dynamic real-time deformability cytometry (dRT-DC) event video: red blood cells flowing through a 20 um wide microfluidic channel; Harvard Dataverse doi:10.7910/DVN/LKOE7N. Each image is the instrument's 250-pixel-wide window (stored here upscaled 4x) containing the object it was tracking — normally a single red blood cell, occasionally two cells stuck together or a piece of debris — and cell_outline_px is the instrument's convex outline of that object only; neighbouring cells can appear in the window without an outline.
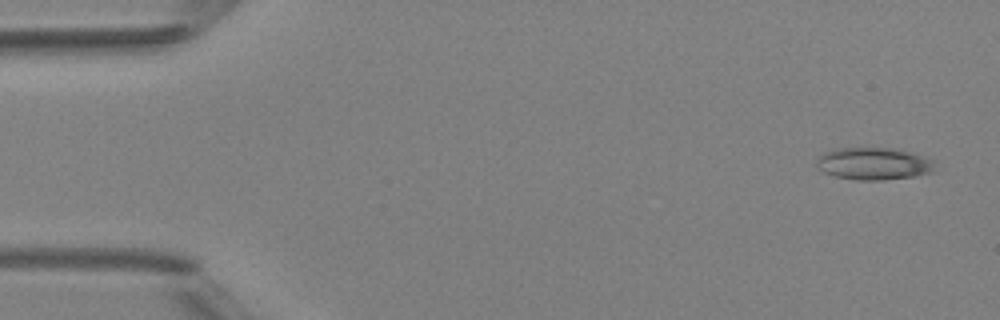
{"species": "Egyptian fruit bat (a non-hibernating species)", "species_latin": "Rousettus aegyptiacus", "temperature_condition": "room temperature", "stored_images_in_passage": 6, "camera_frame_rate_fps": 3000, "um_per_image_px": 0.085, "animal": {"sex": "female"}, "frame": {"image": 1, "passage_image": 1, "time_ms": 0.0, "image_size_px": [1000, 320], "cell_outline_px": [[936, 160], [932, 172], [912, 176], [884, 180], [856, 180], [836, 176], [824, 172], [816, 168], [816, 160], [824, 152], [832, 148], [892, 148], [908, 152]], "centroid_in_image_um": [74.23, 13.91], "position_along_channel_um": 10.8, "area_um2": 22.25}}
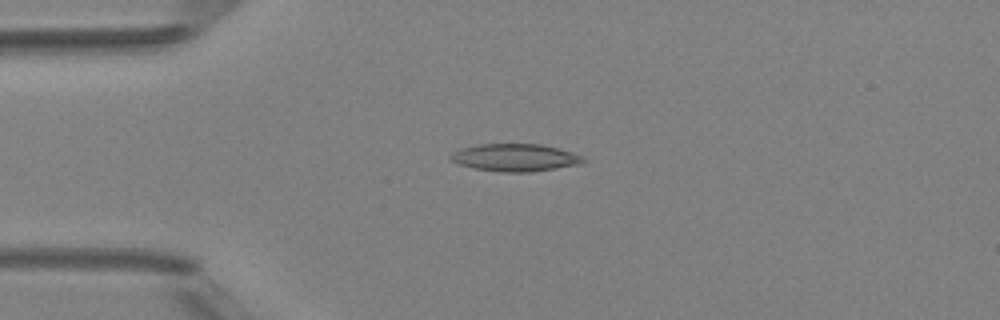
{"frame": {"image": 2, "passage_image": 4, "time_ms": 3.333, "image_size_px": [1000, 320], "cell_outline_px": [[588, 160], [580, 164], [532, 172], [500, 172], [472, 168], [448, 160], [448, 156], [452, 152], [460, 148], [480, 144], [540, 144], [560, 148], [584, 156]], "centroid_in_image_um": [43.78, 13.39], "position_along_channel_um": 41.2, "area_um2": 21.56}}
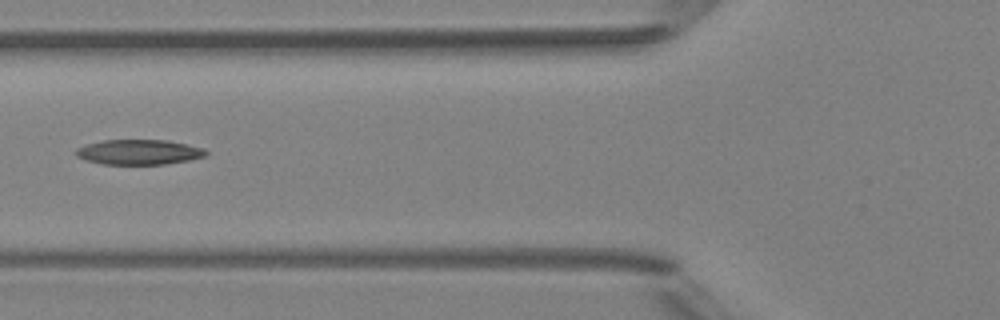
{"frame": {"image": 3, "passage_image": 6, "time_ms": 5.667, "image_size_px": [1000, 320], "cell_outline_px": [[208, 152], [204, 156], [188, 160], [164, 164], [104, 164], [88, 160], [76, 156], [76, 148], [84, 144], [104, 140], [164, 140], [204, 148]], "centroid_in_image_um": [11.77, 12.92], "position_along_channel_um": 114.0, "area_um2": 18.73}}